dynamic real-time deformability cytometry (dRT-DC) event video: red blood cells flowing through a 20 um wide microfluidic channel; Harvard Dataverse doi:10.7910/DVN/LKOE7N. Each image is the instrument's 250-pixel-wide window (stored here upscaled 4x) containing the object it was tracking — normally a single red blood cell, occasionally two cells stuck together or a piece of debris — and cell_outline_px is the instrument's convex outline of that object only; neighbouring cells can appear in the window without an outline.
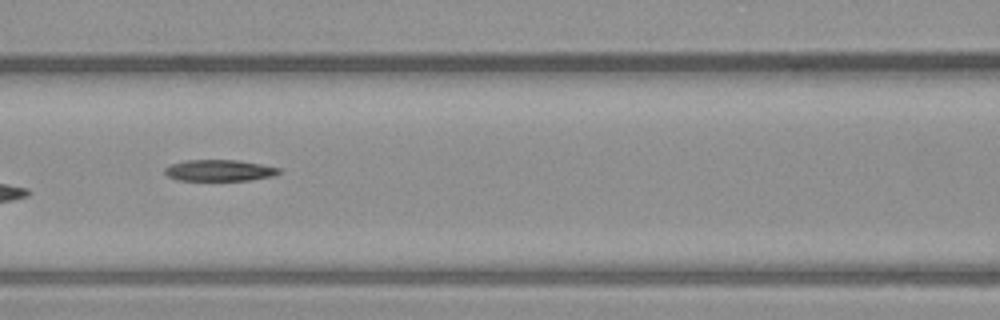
{"species": "common noctule bat (a hibernating species)", "species_latin": "Nyctalus noctula", "temperature_condition": "warm", "stored_images_in_passage": 9, "camera_frame_rate_fps": 3000, "um_per_image_px": 0.085, "animal": {"sex": "male", "body_mass_g": 23.1, "forearm_length_mm": 52.7}, "frame": {"image": 1, "passage_image": 7, "time_ms": 2.0, "image_size_px": [1000, 320], "cell_outline_px": [[280, 172], [276, 176], [252, 180], [180, 180], [168, 176], [164, 172], [164, 168], [172, 164], [188, 160], [236, 160], [260, 164], [280, 168]], "centroid_in_image_um": [18.68, 14.49], "position_along_channel_um": 147.9, "area_um2": 14.1}}
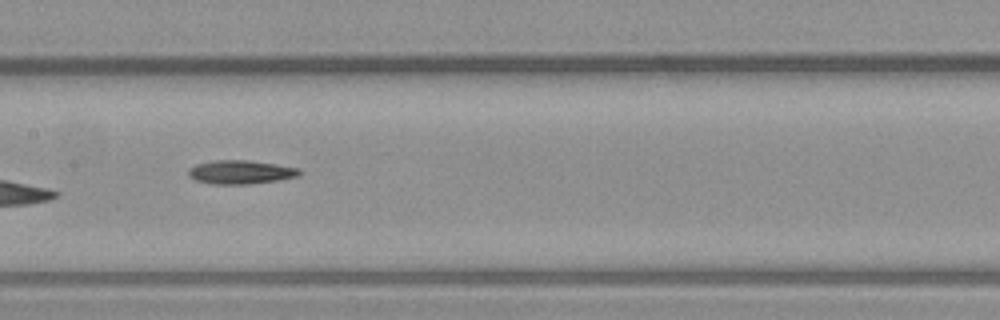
{"frame": {"image": 2, "passage_image": 8, "time_ms": 2.333, "image_size_px": [1000, 320], "cell_outline_px": [[300, 172], [296, 176], [276, 180], [248, 184], [212, 184], [196, 180], [188, 176], [188, 168], [196, 164], [216, 160], [248, 160], [276, 164], [300, 168]], "centroid_in_image_um": [20.4, 14.62], "position_along_channel_um": 187.0, "area_um2": 15.2}}
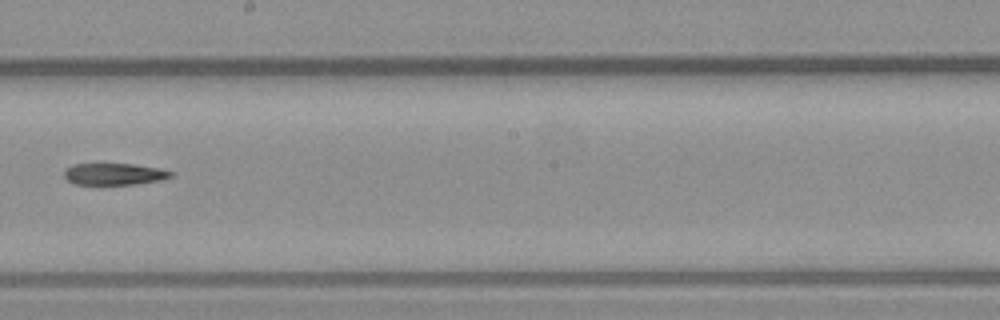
{"frame": {"image": 3, "passage_image": 9, "time_ms": 2.667, "image_size_px": [1000, 320], "cell_outline_px": [[172, 176], [160, 180], [136, 184], [72, 184], [64, 176], [64, 172], [72, 164], [132, 164], [160, 168], [172, 172]], "centroid_in_image_um": [9.7, 14.79], "position_along_channel_um": 238.5, "area_um2": 13.35}}